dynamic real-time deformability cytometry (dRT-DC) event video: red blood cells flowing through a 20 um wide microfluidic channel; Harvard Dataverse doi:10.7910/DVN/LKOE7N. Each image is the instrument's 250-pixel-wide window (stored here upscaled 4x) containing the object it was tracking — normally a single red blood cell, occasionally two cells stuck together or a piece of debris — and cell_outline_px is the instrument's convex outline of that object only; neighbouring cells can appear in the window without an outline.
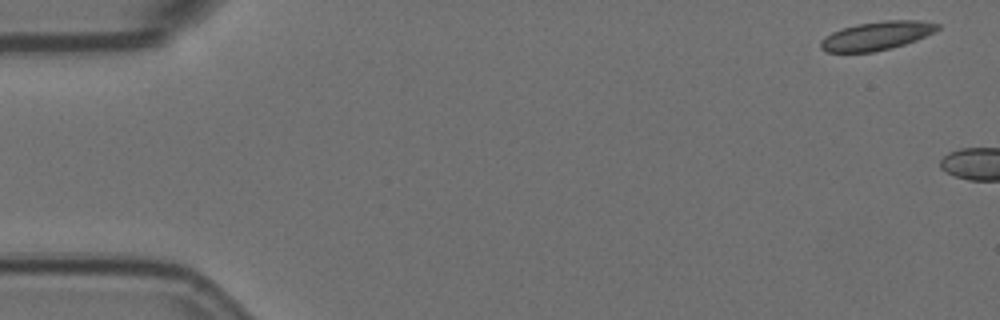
{"species": "Egyptian fruit bat (a non-hibernating species)", "species_latin": "Rousettus aegyptiacus", "temperature_condition": "room temperature", "stored_images_in_passage": 2, "camera_frame_rate_fps": 3000, "um_per_image_px": 0.085, "animal": {"sex": "female"}, "frame": {"image": 1, "passage_image": 1, "time_ms": 0.0, "image_size_px": [1000, 320], "cell_outline_px": [[940, 28], [916, 40], [892, 48], [872, 52], [824, 52], [820, 48], [820, 40], [824, 36], [832, 32], [856, 24], [884, 20], [916, 20], [940, 24]], "centroid_in_image_um": [74.47, 3.04], "position_along_channel_um": 10.5, "area_um2": 19.42}}